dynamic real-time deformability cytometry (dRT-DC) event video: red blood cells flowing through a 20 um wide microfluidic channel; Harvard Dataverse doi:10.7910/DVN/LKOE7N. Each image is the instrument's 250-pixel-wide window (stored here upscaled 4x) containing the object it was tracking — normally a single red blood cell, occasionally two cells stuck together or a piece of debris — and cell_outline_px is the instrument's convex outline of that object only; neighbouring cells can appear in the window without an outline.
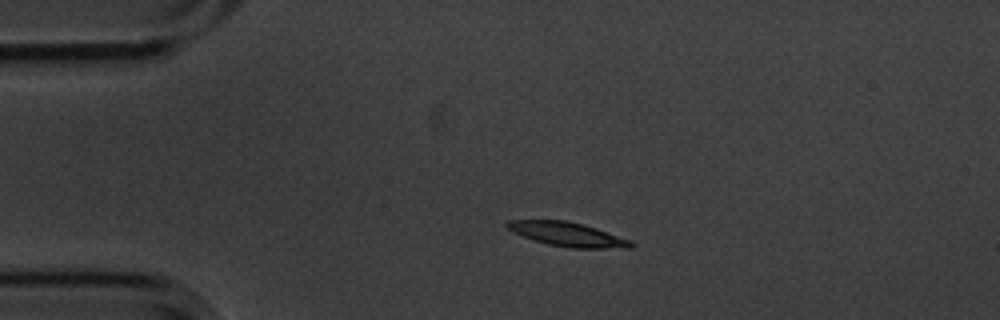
{"species": "common noctule bat (a hibernating species)", "species_latin": "Nyctalus noctula", "temperature_condition": "cold", "stored_images_in_passage": 46, "camera_frame_rate_fps": 3000, "um_per_image_px": 0.085, "animal": {"sex": "male", "body_mass_g": 20.1, "forearm_length_mm": 53.5}, "frame": {"image": 1, "passage_image": 1, "time_ms": 0.0, "image_size_px": [1000, 320], "cell_outline_px": [[636, 244], [632, 248], [572, 248], [548, 244], [532, 240], [512, 232], [504, 224], [508, 220], [564, 220], [584, 224], [632, 240]], "centroid_in_image_um": [48.26, 19.92], "position_along_channel_um": 36.7, "area_um2": 17.57}}
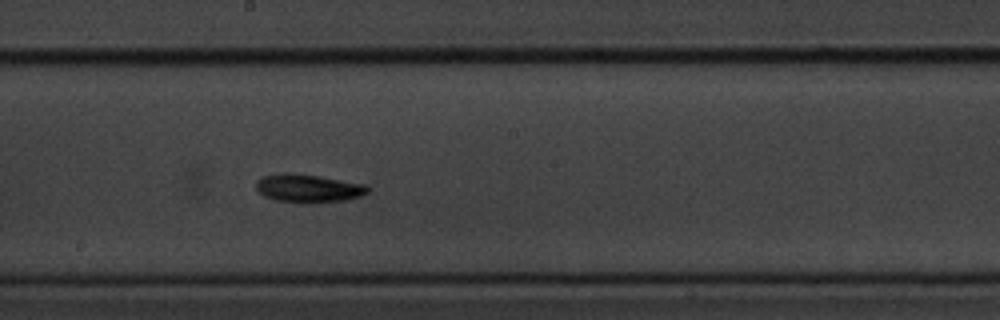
{"frame": {"image": 2, "passage_image": 20, "time_ms": 6.333, "image_size_px": [1000, 320], "cell_outline_px": [[368, 192], [360, 196], [348, 200], [308, 204], [300, 204], [272, 200], [264, 196], [256, 188], [256, 180], [264, 176], [284, 172], [288, 172], [316, 176], [364, 184], [368, 188]], "centroid_in_image_um": [26.15, 16.03], "position_along_channel_um": 222.0, "area_um2": 18.55}}
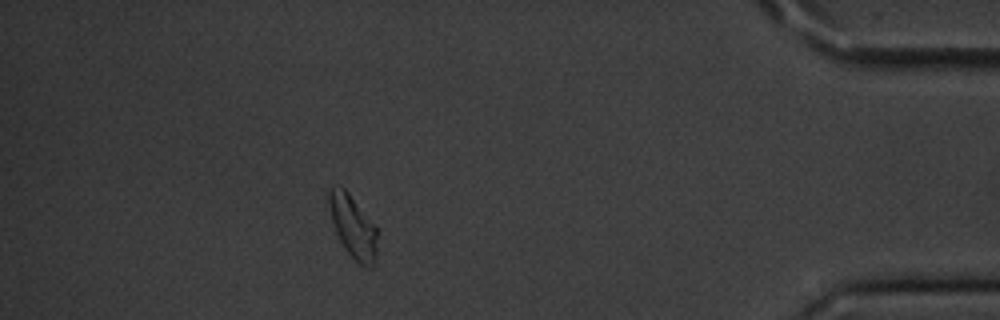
{"frame": {"image": 3, "passage_image": 40, "time_ms": 13.0, "image_size_px": [1000, 320], "cell_outline_px": [[376, 260], [372, 268], [368, 268], [360, 264], [344, 248], [336, 232], [332, 220], [328, 200], [328, 192], [336, 184], [340, 184], [348, 192], [376, 228]], "centroid_in_image_um": [29.99, 19.26], "position_along_channel_um": 405.2, "area_um2": 17.28}, "authors_computed_cell_mechanics": {"area_um2": 17.051, "velocity_mm_per_s": 3.4542, "shape_relaxation_time_tau1_ms": 3.1689, "shape_relaxation_time_tau2_ms": null, "deformation_change_tau1": 0.1214, "deformation_change_tau2": null}}